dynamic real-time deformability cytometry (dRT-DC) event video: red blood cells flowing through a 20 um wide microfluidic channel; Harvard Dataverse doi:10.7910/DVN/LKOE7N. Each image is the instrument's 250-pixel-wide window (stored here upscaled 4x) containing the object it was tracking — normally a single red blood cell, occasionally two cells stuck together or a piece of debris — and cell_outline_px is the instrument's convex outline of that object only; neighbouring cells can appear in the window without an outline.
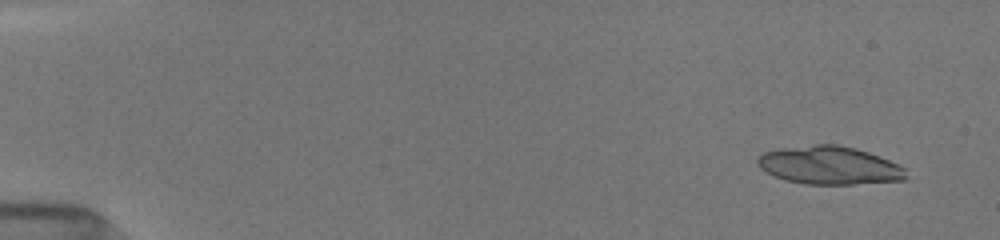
{"species": "common noctule bat (a hibernating species)", "species_latin": "Nyctalus noctula", "temperature_condition": "room temperature", "stored_images_in_passage": 38, "camera_frame_rate_fps": 3000, "um_per_image_px": 0.085, "animal": {"sex": "female", "body_mass_g": 19.5, "forearm_length_mm": 54.1}, "frame": {"image": 1, "passage_image": 1, "time_ms": 0.0, "image_size_px": [1000, 240], "cell_outline_px": [[908, 176], [904, 180], [852, 184], [804, 184], [784, 180], [772, 176], [760, 168], [756, 164], [756, 156], [764, 152], [784, 148], [816, 144], [836, 144], [856, 148], [868, 152], [888, 160], [904, 168]], "centroid_in_image_um": [70.44, 14.06], "position_along_channel_um": 14.6, "area_um2": 33.06}}
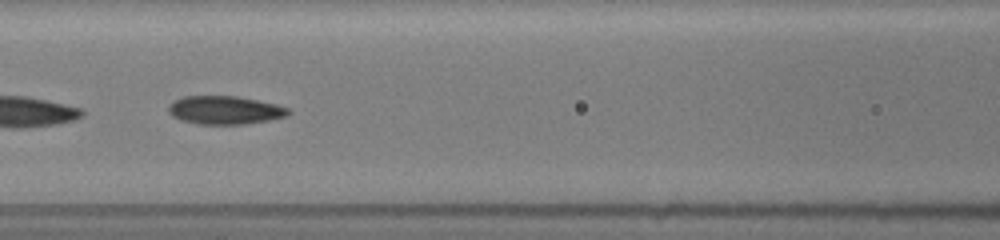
{"frame": {"image": 2, "passage_image": 22, "time_ms": 7.0, "image_size_px": [1000, 240], "cell_outline_px": [[292, 112], [288, 116], [268, 120], [244, 124], [200, 124], [180, 120], [172, 116], [168, 112], [168, 108], [176, 100], [184, 96], [236, 96], [276, 104], [288, 108]], "centroid_in_image_um": [19.13, 9.36], "position_along_channel_um": 147.5, "area_um2": 19.65}}
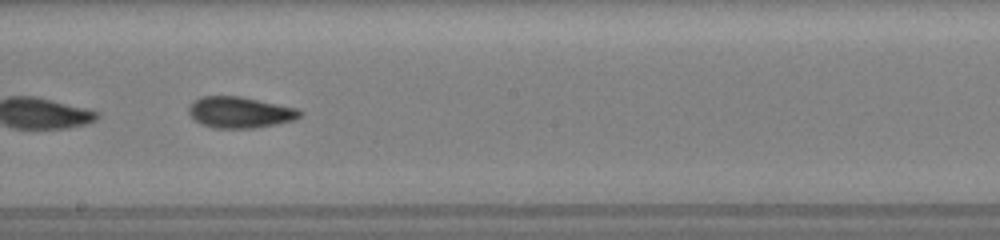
{"frame": {"image": 3, "passage_image": 28, "time_ms": 9.0, "image_size_px": [1000, 240], "cell_outline_px": [[304, 112], [296, 120], [276, 124], [252, 128], [216, 128], [200, 124], [188, 112], [188, 108], [200, 96], [240, 96], [296, 108]], "centroid_in_image_um": [20.41, 9.55], "position_along_channel_um": 227.8, "area_um2": 20.06}}